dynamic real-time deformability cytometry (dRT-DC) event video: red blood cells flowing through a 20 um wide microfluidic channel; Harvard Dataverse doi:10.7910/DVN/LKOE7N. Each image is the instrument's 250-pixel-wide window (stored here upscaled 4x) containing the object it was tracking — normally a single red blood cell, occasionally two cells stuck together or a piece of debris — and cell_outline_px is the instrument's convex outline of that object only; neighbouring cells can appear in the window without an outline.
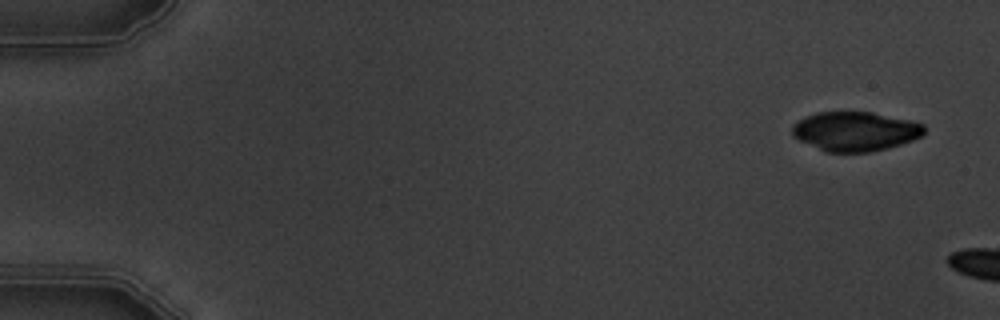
{"species": "common noctule bat (a hibernating species)", "species_latin": "Nyctalus noctula", "temperature_condition": "warm", "stored_images_in_passage": 2, "camera_frame_rate_fps": 3000, "um_per_image_px": 0.085, "animal": {"sex": "male", "body_mass_g": 19.5, "forearm_length_mm": 54.6}, "frame": {"image": 1, "passage_image": 1, "time_ms": 0.0, "image_size_px": [1000, 320], "cell_outline_px": [[924, 132], [920, 136], [912, 140], [888, 148], [872, 152], [824, 152], [792, 136], [792, 124], [804, 116], [816, 112], [872, 112], [912, 120], [924, 124]], "centroid_in_image_um": [72.67, 11.16], "position_along_channel_um": 12.3, "area_um2": 30.46}}